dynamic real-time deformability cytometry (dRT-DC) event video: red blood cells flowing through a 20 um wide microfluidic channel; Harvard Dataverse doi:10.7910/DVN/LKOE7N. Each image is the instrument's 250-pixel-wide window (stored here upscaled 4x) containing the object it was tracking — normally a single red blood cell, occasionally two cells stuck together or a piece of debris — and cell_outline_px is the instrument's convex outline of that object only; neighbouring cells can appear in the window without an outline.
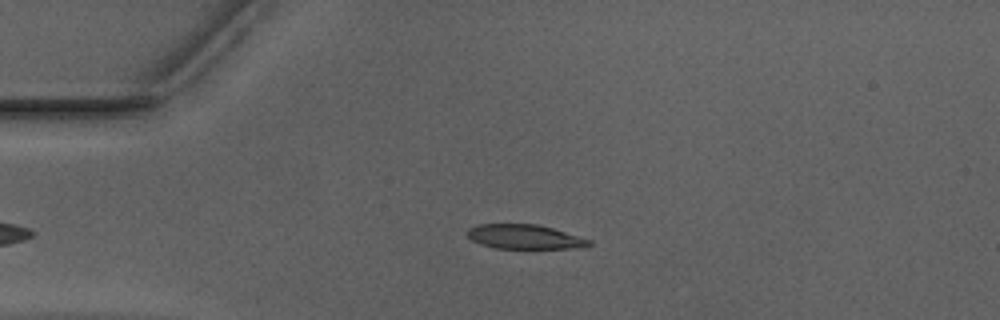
{"species": "Egyptian fruit bat (a non-hibernating species)", "species_latin": "Rousettus aegyptiacus", "temperature_condition": "warm", "stored_images_in_passage": 39, "camera_frame_rate_fps": 3000, "um_per_image_px": 0.085, "animal": {"sex": "male"}, "frame": {"image": 1, "passage_image": 4, "time_ms": 1.0, "image_size_px": [1000, 320], "cell_outline_px": [[592, 244], [588, 248], [496, 248], [480, 244], [472, 240], [468, 236], [468, 228], [476, 224], [536, 224], [552, 228], [592, 240]], "centroid_in_image_um": [44.62, 20.13], "position_along_channel_um": 40.4, "area_um2": 17.34}}
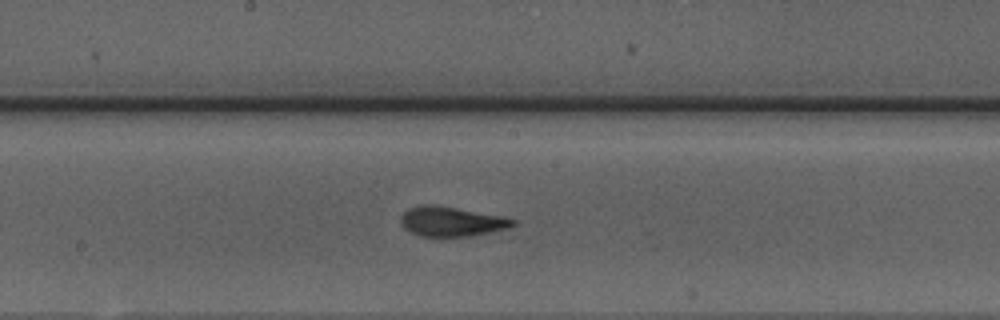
{"frame": {"image": 2, "passage_image": 19, "time_ms": 6.0, "image_size_px": [1000, 320], "cell_outline_px": [[516, 224], [508, 228], [492, 232], [468, 236], [440, 240], [420, 236], [404, 228], [400, 220], [400, 216], [408, 208], [424, 204], [432, 204], [504, 216], [516, 220]], "centroid_in_image_um": [38.36, 18.87], "position_along_channel_um": 209.8, "area_um2": 20.06}}
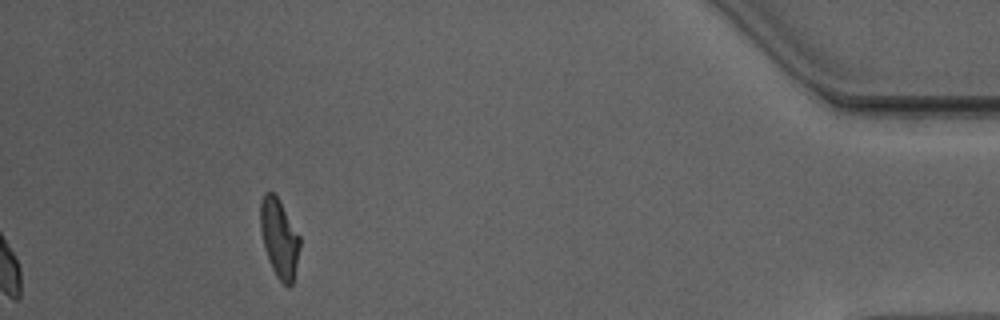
{"frame": {"image": 3, "passage_image": 39, "time_ms": 12.667, "image_size_px": [1000, 320], "cell_outline_px": [[300, 248], [292, 284], [288, 288], [276, 276], [268, 260], [264, 248], [260, 228], [260, 200], [264, 192], [272, 192], [276, 196], [300, 236]], "centroid_in_image_um": [23.72, 20.26], "position_along_channel_um": 411.5, "area_um2": 17.98}, "authors_computed_cell_mechanics": {"area_um2": 18.2648, "velocity_mm_per_s": 3.9522, "shape_relaxation_time_tau1_ms": 4.0493, "shape_relaxation_time_tau2_ms": 1.4372, "deformation_change_tau1": 0.1881, "deformation_change_tau2": 0.0896}}